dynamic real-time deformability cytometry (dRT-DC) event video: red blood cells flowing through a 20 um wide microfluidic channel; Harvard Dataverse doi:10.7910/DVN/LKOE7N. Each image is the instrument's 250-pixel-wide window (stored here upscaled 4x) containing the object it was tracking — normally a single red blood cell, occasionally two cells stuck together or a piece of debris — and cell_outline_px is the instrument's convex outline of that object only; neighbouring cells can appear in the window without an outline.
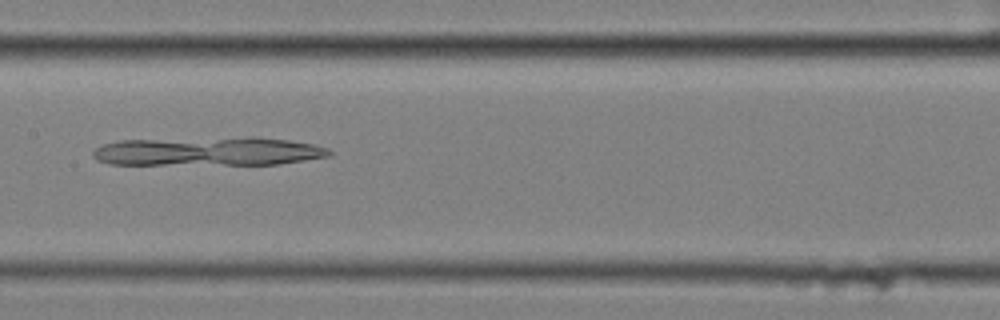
{"species": "common noctule bat (a hibernating species)", "species_latin": "Nyctalus noctula", "temperature_condition": "cold", "stored_images_in_passage": 42, "camera_frame_rate_fps": 3000, "um_per_image_px": 0.085, "animal": {"sex": "female", "body_mass_g": 25.1}, "frame": {"image": 1, "passage_image": 14, "time_ms": 4.333, "image_size_px": [1000, 320], "cell_outline_px": [[332, 156], [280, 164], [108, 164], [96, 160], [92, 156], [92, 152], [96, 148], [104, 144], [120, 140], [252, 136], [256, 136], [288, 140], [316, 144], [328, 148], [332, 152]], "centroid_in_image_um": [17.76, 12.85], "position_along_channel_um": 189.6, "area_um2": 40.17}}
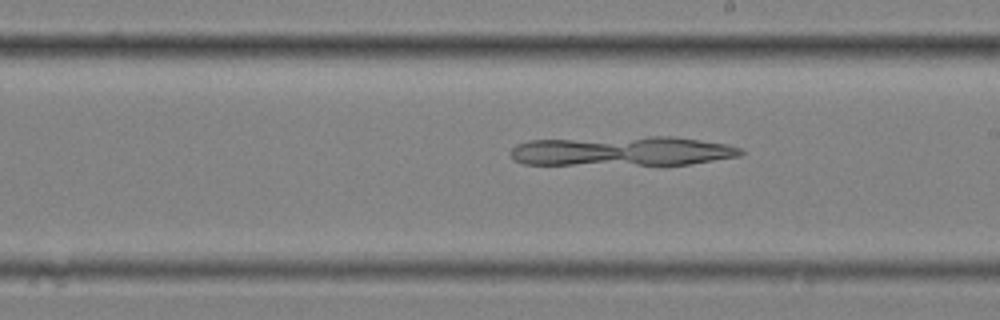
{"frame": {"image": 2, "passage_image": 18, "time_ms": 5.667, "image_size_px": [1000, 320], "cell_outline_px": [[744, 152], [740, 156], [688, 164], [524, 164], [512, 160], [508, 152], [516, 144], [528, 140], [648, 136], [672, 136], [700, 140], [724, 144], [740, 148]], "centroid_in_image_um": [52.81, 12.83], "position_along_channel_um": 236.2, "area_um2": 39.59}}
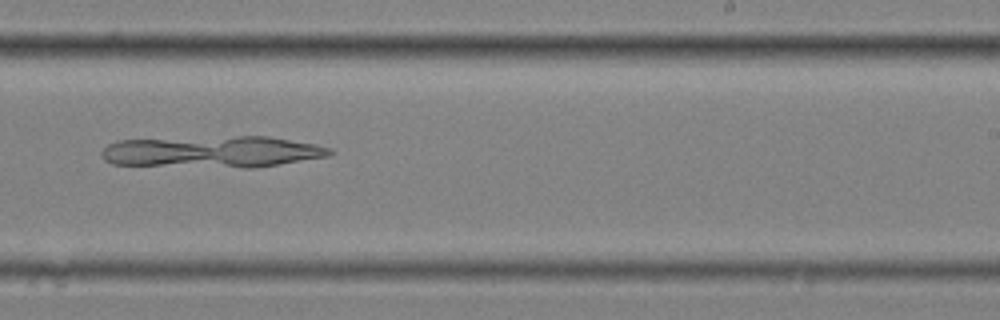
{"frame": {"image": 3, "passage_image": 21, "time_ms": 6.667, "image_size_px": [1000, 320], "cell_outline_px": [[336, 152], [328, 156], [252, 168], [244, 168], [112, 164], [104, 160], [100, 156], [100, 152], [108, 144], [120, 140], [236, 136], [268, 136], [316, 144], [332, 148]], "centroid_in_image_um": [18.06, 12.9], "position_along_channel_um": 270.9, "area_um2": 42.08}}